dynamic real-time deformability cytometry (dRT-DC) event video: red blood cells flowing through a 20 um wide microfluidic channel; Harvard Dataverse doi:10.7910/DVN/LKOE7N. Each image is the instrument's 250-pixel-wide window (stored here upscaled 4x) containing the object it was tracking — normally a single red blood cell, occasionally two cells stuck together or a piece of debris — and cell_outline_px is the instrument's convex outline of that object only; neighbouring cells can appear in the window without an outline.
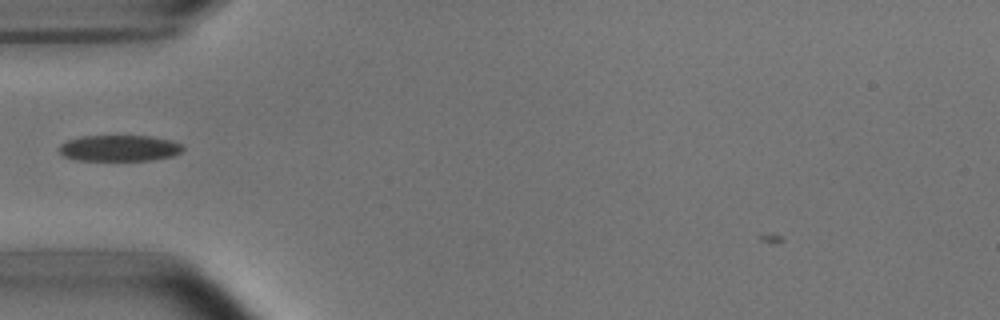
{"species": "common noctule bat (a hibernating species)", "species_latin": "Nyctalus noctula", "temperature_condition": "room temperature", "stored_images_in_passage": 41, "camera_frame_rate_fps": 3000, "um_per_image_px": 0.085, "animal": {"sex": "male", "body_mass_g": 15.6}, "frame": {"image": 1, "passage_image": 7, "time_ms": 2.0, "image_size_px": [1000, 320], "cell_outline_px": [[184, 148], [180, 152], [172, 156], [152, 160], [76, 160], [64, 156], [56, 148], [60, 144], [68, 140], [80, 136], [152, 136], [172, 140], [184, 144]], "centroid_in_image_um": [10.15, 12.58], "position_along_channel_um": 74.9, "area_um2": 19.02}}
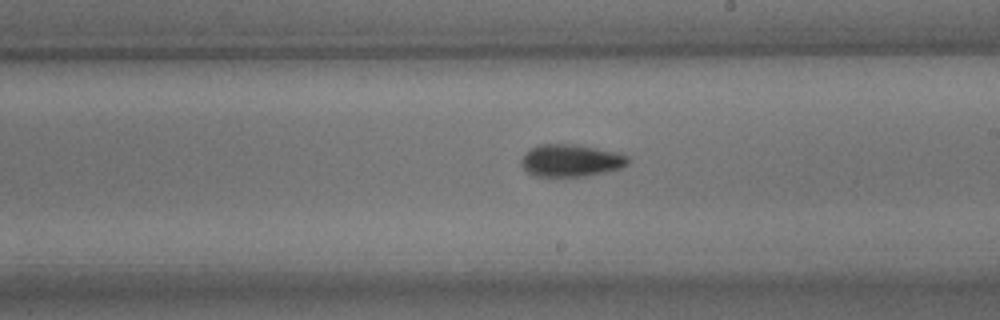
{"frame": {"image": 2, "passage_image": 20, "time_ms": 6.333, "image_size_px": [1000, 320], "cell_outline_px": [[632, 160], [624, 168], [588, 176], [536, 176], [528, 172], [520, 164], [520, 160], [524, 152], [540, 144], [572, 144], [596, 148], [616, 152], [628, 156]], "centroid_in_image_um": [48.55, 13.65], "position_along_channel_um": 240.4, "area_um2": 20.29}}
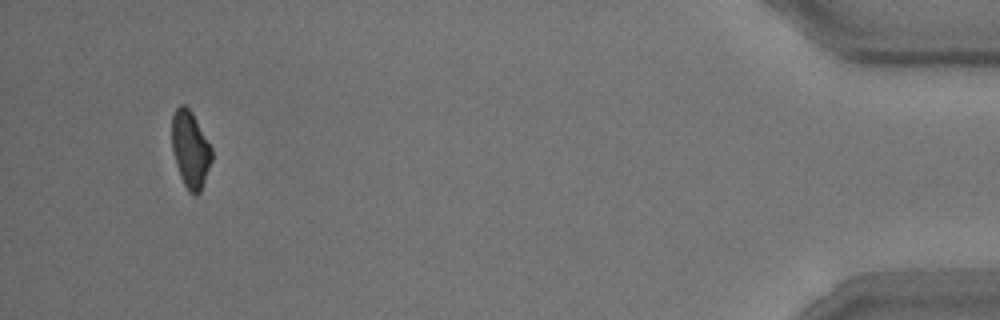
{"frame": {"image": 3, "passage_image": 40, "time_ms": 13.0, "image_size_px": [1000, 320], "cell_outline_px": [[212, 160], [200, 192], [196, 196], [192, 196], [188, 192], [180, 176], [172, 152], [172, 116], [176, 108], [180, 104], [184, 104], [192, 112], [212, 148]], "centroid_in_image_um": [16.17, 12.72], "position_along_channel_um": 419.0, "area_um2": 17.92}}